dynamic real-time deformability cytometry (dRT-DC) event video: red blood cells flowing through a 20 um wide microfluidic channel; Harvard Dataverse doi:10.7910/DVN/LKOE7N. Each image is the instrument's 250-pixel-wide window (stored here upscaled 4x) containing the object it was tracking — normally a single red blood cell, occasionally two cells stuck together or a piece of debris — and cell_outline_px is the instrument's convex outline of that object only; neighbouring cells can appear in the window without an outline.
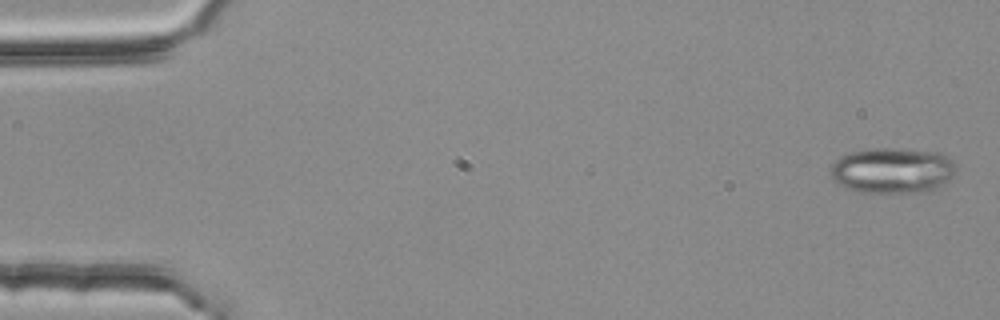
{"species": "common noctule bat (a hibernating species)", "species_latin": "Nyctalus noctula", "temperature_condition": "room temperature", "stored_images_in_passage": 4, "camera_frame_rate_fps": 3000, "um_per_image_px": 0.085, "animal": {"sex": "female", "body_mass_g": 25.1}, "frame": {"image": 1, "passage_image": 1, "time_ms": 0.0, "image_size_px": [1000, 320], "cell_outline_px": [[956, 168], [944, 188], [924, 192], [860, 192], [848, 188], [832, 180], [828, 172], [832, 164], [840, 156], [848, 152], [868, 148], [900, 148], [940, 152], [948, 156], [956, 164]], "centroid_in_image_um": [75.88, 14.48], "position_along_channel_um": 9.1, "area_um2": 34.1}}